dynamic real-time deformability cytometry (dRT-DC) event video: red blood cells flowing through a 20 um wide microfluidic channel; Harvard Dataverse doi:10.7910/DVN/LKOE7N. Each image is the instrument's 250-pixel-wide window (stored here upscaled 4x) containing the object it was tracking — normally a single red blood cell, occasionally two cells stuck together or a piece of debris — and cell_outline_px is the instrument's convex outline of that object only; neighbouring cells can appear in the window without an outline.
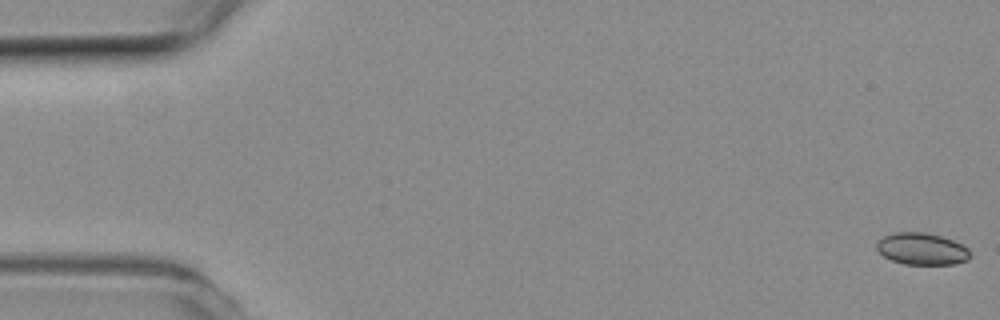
{"species": "common noctule bat (a hibernating species)", "species_latin": "Nyctalus noctula", "temperature_condition": "room temperature", "stored_images_in_passage": 10, "camera_frame_rate_fps": 3000, "um_per_image_px": 0.085, "animal": {"sex": "female", "body_mass_g": 19.3, "forearm_length_mm": 54.1}, "frame": {"image": 1, "passage_image": 1, "time_ms": 0.0, "image_size_px": [1000, 320], "cell_outline_px": [[972, 256], [968, 260], [956, 264], [904, 264], [892, 260], [884, 256], [876, 248], [876, 240], [884, 236], [896, 232], [924, 232], [940, 236], [952, 240], [968, 248]], "centroid_in_image_um": [78.36, 21.16], "position_along_channel_um": 6.6, "area_um2": 17.4}}
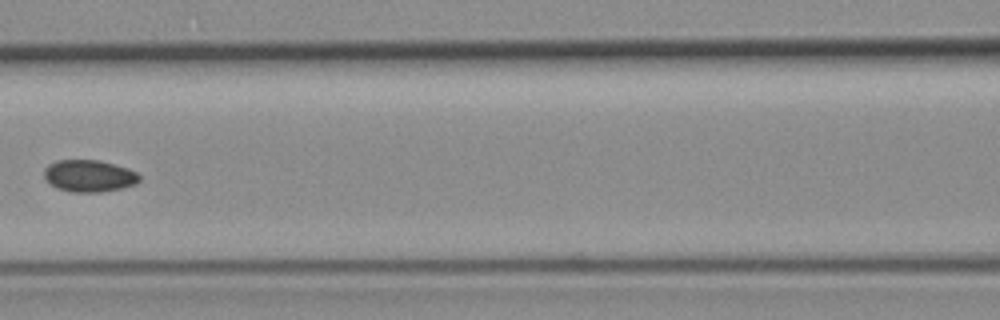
{"frame": {"image": 2, "passage_image": 7, "time_ms": 2.0, "image_size_px": [1000, 320], "cell_outline_px": [[140, 180], [136, 184], [124, 188], [100, 192], [72, 192], [56, 188], [48, 184], [44, 176], [44, 168], [48, 164], [56, 160], [96, 160], [128, 168], [136, 172], [140, 176]], "centroid_in_image_um": [7.55, 14.96], "position_along_channel_um": 159.1, "area_um2": 17.92}}
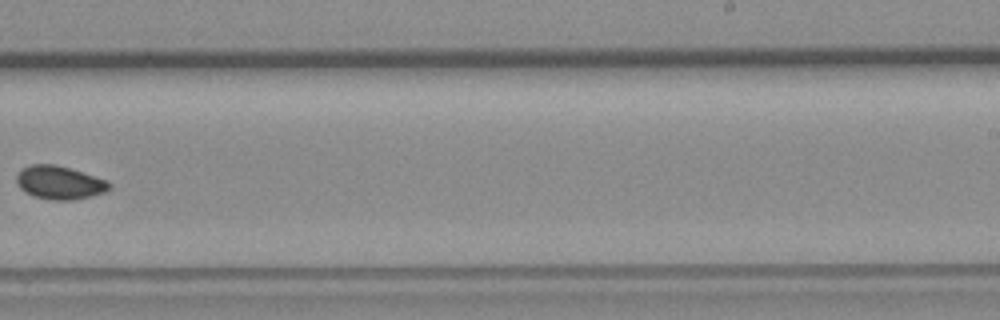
{"frame": {"image": 3, "passage_image": 10, "time_ms": 3.0, "image_size_px": [1000, 320], "cell_outline_px": [[108, 188], [104, 192], [92, 196], [76, 200], [52, 200], [36, 196], [24, 192], [16, 184], [16, 176], [24, 168], [32, 164], [56, 164], [108, 180]], "centroid_in_image_um": [5.04, 15.52], "position_along_channel_um": 284.0, "area_um2": 17.86}}